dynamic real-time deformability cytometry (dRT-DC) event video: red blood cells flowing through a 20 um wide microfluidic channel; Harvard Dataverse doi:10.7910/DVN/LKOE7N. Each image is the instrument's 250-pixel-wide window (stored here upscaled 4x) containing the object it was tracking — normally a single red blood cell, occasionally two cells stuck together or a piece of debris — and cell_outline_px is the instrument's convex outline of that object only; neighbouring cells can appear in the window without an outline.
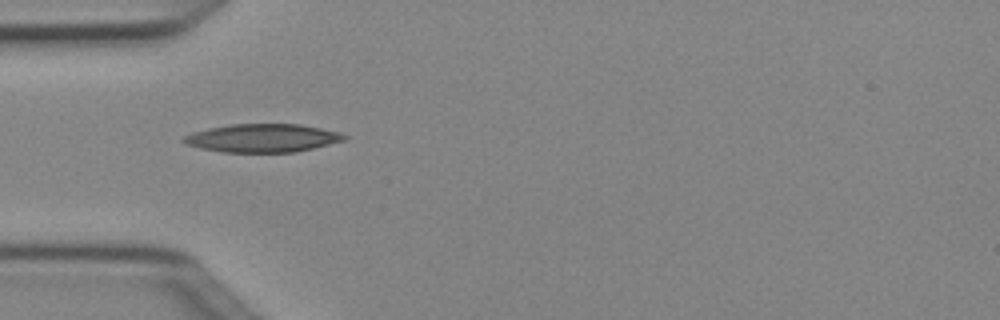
{"species": "Egyptian fruit bat (a non-hibernating species)", "species_latin": "Rousettus aegyptiacus", "temperature_condition": "cold", "stored_images_in_passage": 6, "camera_frame_rate_fps": 3000, "um_per_image_px": 0.085, "animal": {"sex": "female"}, "frame": {"image": 1, "passage_image": 3, "time_ms": 0.667, "image_size_px": [1000, 320], "cell_outline_px": [[348, 136], [344, 140], [296, 152], [224, 152], [200, 148], [188, 144], [180, 140], [184, 136], [192, 132], [208, 128], [232, 124], [300, 124], [340, 132]], "centroid_in_image_um": [22.3, 11.73], "position_along_channel_um": 62.7, "area_um2": 26.3}}
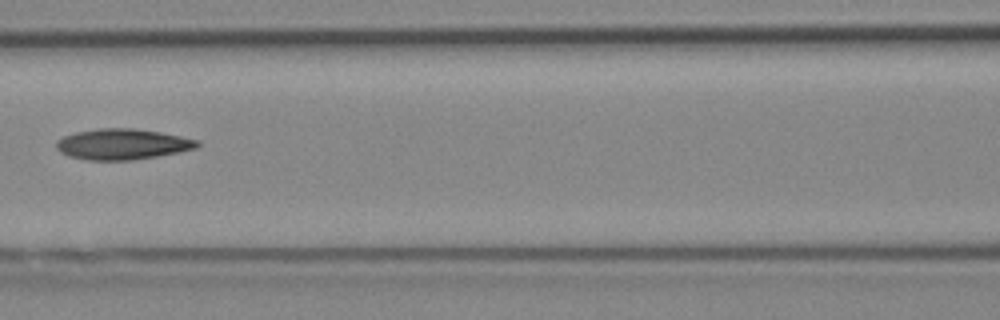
{"frame": {"image": 2, "passage_image": 5, "time_ms": 1.333, "image_size_px": [1000, 320], "cell_outline_px": [[200, 144], [196, 148], [180, 152], [132, 160], [88, 160], [68, 156], [60, 152], [56, 148], [56, 140], [64, 136], [76, 132], [100, 128], [132, 128], [160, 132], [180, 136], [196, 140]], "centroid_in_image_um": [10.37, 12.26], "position_along_channel_um": 156.2, "area_um2": 25.14}}
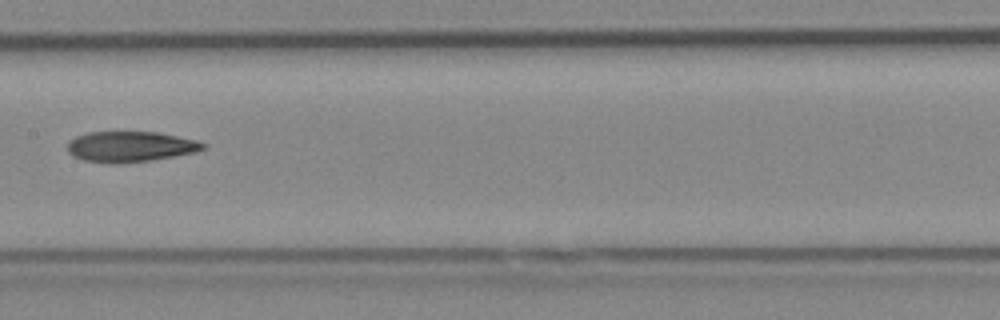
{"frame": {"image": 3, "passage_image": 6, "time_ms": 1.667, "image_size_px": [1000, 320], "cell_outline_px": [[208, 148], [196, 152], [152, 160], [120, 164], [112, 164], [84, 160], [72, 156], [68, 152], [68, 140], [76, 136], [88, 132], [156, 132], [196, 140], [208, 144]], "centroid_in_image_um": [11.08, 12.47], "position_along_channel_um": 196.3, "area_um2": 24.39}}